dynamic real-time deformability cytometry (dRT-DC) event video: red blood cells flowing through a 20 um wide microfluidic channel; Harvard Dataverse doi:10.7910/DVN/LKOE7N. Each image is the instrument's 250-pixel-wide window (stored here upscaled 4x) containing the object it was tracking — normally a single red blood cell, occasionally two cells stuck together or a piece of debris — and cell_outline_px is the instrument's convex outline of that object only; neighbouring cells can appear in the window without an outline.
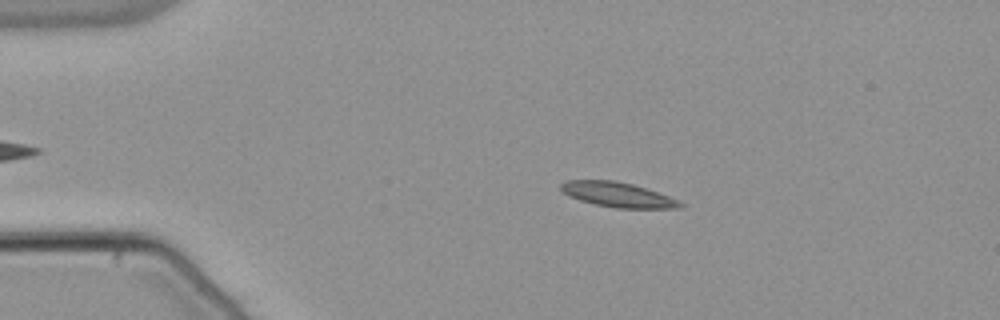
{"species": "common noctule bat (a hibernating species)", "species_latin": "Nyctalus noctula", "temperature_condition": "warm", "stored_images_in_passage": 56, "camera_frame_rate_fps": 3000, "um_per_image_px": 0.085, "animal": {"sex": "male", "body_mass_g": 21.5, "forearm_length_mm": 52.0}, "frame": {"image": 1, "passage_image": 12, "time_ms": 3.667, "image_size_px": [1000, 320], "cell_outline_px": [[684, 204], [680, 208], [616, 208], [596, 204], [580, 200], [568, 196], [560, 188], [560, 184], [568, 180], [612, 180], [632, 184], [680, 200]], "centroid_in_image_um": [52.5, 16.55], "position_along_channel_um": 32.5, "area_um2": 17.05}}
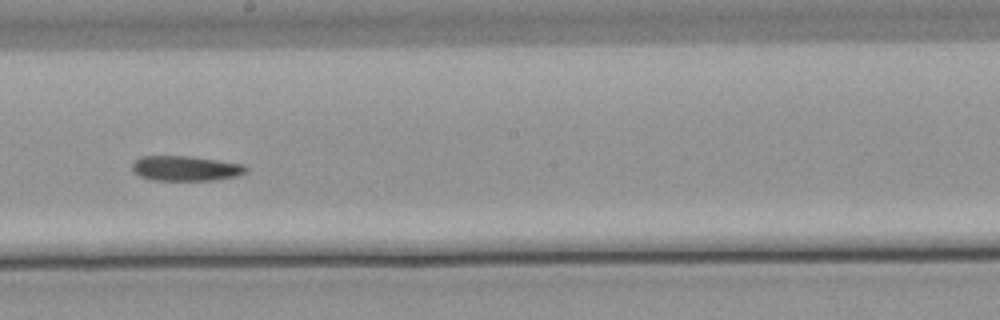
{"frame": {"image": 2, "passage_image": 32, "time_ms": 10.333, "image_size_px": [1000, 320], "cell_outline_px": [[248, 172], [236, 176], [212, 180], [152, 180], [140, 176], [132, 172], [132, 164], [140, 156], [188, 156], [244, 164], [248, 168]], "centroid_in_image_um": [15.77, 14.31], "position_along_channel_um": 232.4, "area_um2": 16.59}}
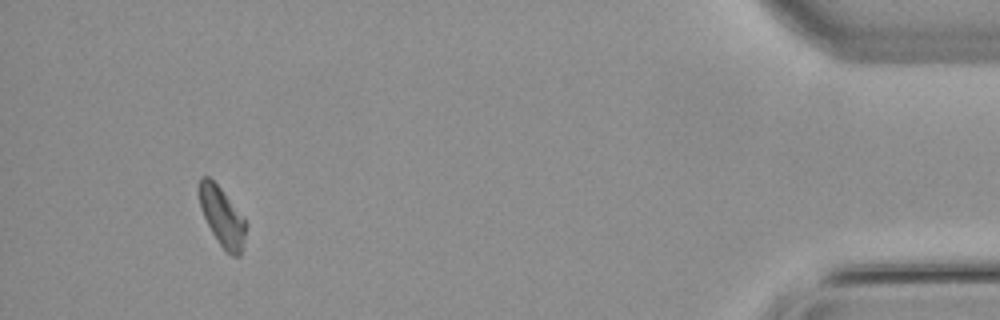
{"frame": {"image": 3, "passage_image": 52, "time_ms": 17.0, "image_size_px": [1000, 320], "cell_outline_px": [[244, 240], [240, 256], [232, 256], [220, 244], [212, 232], [200, 208], [200, 176], [208, 176], [220, 188], [244, 216]], "centroid_in_image_um": [18.88, 18.41], "position_along_channel_um": 416.3, "area_um2": 15.49}}